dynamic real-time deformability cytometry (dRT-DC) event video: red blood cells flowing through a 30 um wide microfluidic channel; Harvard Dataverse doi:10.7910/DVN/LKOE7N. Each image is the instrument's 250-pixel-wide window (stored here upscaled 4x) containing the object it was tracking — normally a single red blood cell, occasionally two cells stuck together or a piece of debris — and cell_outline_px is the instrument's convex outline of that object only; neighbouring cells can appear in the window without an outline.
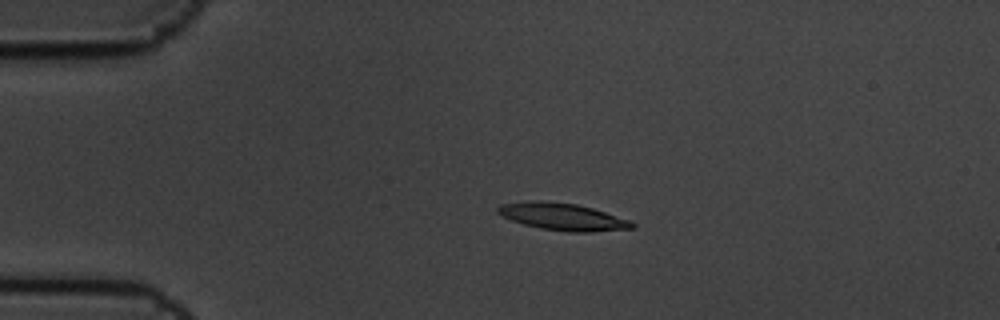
{"species": "common noctule bat (a hibernating species)", "species_latin": "Nyctalus noctula", "temperature_condition": "cold", "stored_images_in_passage": 5, "camera_frame_rate_fps": 3000, "um_per_image_px": 0.085, "animal": {"sex": "male", "body_mass_g": 19.5, "forearm_length_mm": 54.6}, "frame": {"image": 1, "passage_image": 4, "time_ms": 1.0, "image_size_px": [1000, 320], "cell_outline_px": [[636, 228], [588, 232], [568, 232], [540, 228], [524, 224], [512, 220], [496, 212], [496, 208], [500, 204], [532, 200], [540, 200], [576, 204], [592, 208], [632, 220], [636, 224]], "centroid_in_image_um": [47.85, 18.42], "position_along_channel_um": 37.1, "area_um2": 21.33}}